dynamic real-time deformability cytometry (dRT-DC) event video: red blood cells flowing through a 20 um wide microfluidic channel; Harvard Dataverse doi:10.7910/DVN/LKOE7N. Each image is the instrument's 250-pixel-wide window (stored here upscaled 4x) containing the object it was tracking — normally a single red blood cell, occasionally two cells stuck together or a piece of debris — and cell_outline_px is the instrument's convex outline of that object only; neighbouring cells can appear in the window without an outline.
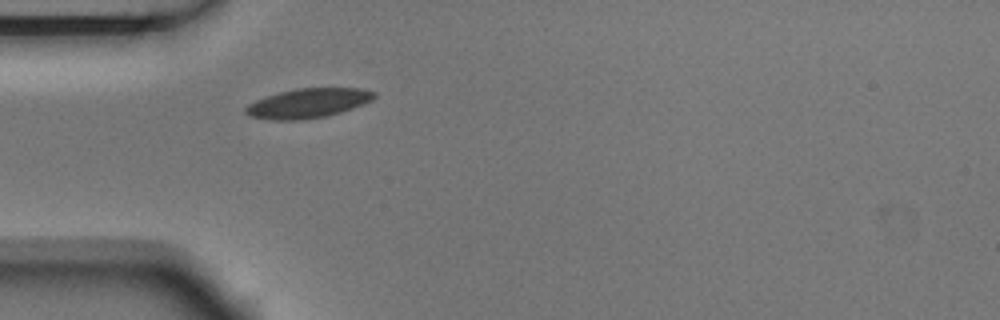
{"species": "Egyptian fruit bat (a non-hibernating species)", "species_latin": "Rousettus aegyptiacus", "temperature_condition": "room temperature", "stored_images_in_passage": 4, "camera_frame_rate_fps": 3000, "um_per_image_px": 0.085, "animal": {"sex": "male"}, "frame": {"image": 1, "passage_image": 4, "time_ms": 1.0, "image_size_px": [1000, 320], "cell_outline_px": [[376, 96], [372, 100], [364, 104], [328, 116], [296, 120], [272, 120], [248, 116], [244, 112], [244, 108], [248, 104], [256, 100], [280, 92], [296, 88], [364, 88], [376, 92]], "centroid_in_image_um": [26.19, 8.77], "position_along_channel_um": 58.8, "area_um2": 22.14}}